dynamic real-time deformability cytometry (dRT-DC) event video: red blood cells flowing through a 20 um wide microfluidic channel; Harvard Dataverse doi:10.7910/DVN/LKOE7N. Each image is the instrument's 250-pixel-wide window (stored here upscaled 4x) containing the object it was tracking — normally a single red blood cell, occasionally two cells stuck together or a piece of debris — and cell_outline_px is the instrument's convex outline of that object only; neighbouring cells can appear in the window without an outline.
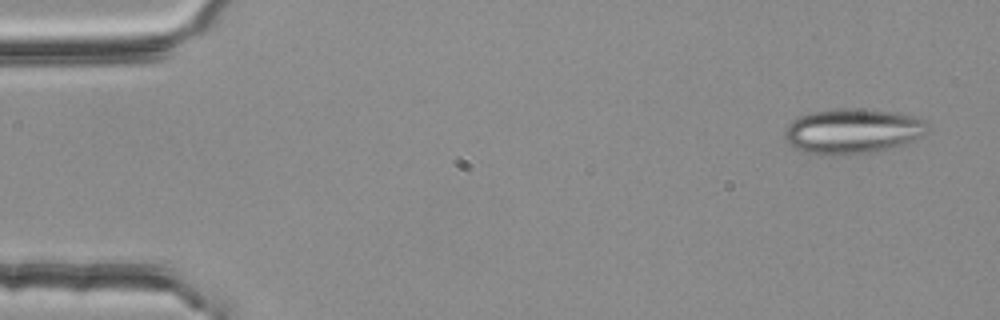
{"species": "common noctule bat (a hibernating species)", "species_latin": "Nyctalus noctula", "temperature_condition": "room temperature", "stored_images_in_passage": 4, "camera_frame_rate_fps": 3000, "um_per_image_px": 0.085, "animal": {"sex": "female", "body_mass_g": 25.1}, "frame": {"image": 1, "passage_image": 1, "time_ms": 0.0, "image_size_px": [1000, 320], "cell_outline_px": [[932, 128], [928, 132], [904, 144], [880, 152], [832, 156], [824, 156], [804, 152], [788, 144], [784, 136], [784, 132], [788, 124], [792, 120], [800, 116], [812, 112], [836, 108], [852, 108], [896, 112], [928, 120]], "centroid_in_image_um": [72.5, 11.16], "position_along_channel_um": 12.5, "area_um2": 38.32}}